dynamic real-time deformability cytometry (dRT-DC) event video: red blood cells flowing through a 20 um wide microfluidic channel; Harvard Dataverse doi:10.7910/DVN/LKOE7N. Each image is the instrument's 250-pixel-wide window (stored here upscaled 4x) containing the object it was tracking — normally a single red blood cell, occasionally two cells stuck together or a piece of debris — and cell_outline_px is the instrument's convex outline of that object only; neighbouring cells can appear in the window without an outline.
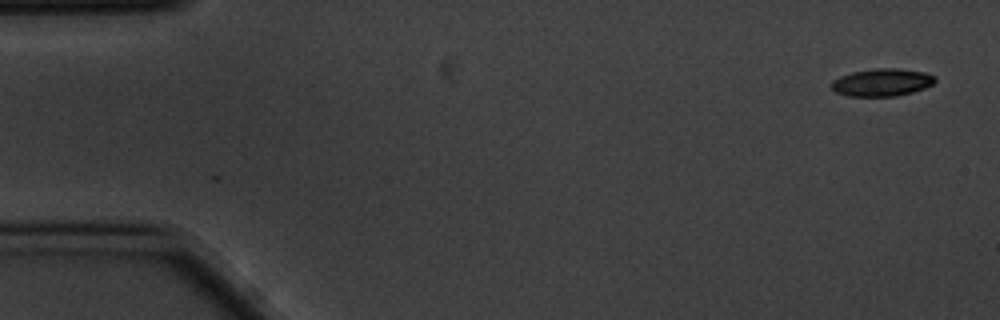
{"species": "common noctule bat (a hibernating species)", "species_latin": "Nyctalus noctula", "temperature_condition": "cold", "stored_images_in_passage": 4, "camera_frame_rate_fps": 3000, "um_per_image_px": 0.085, "animal": {"sex": "male", "body_mass_g": 20.1, "forearm_length_mm": 53.5}, "frame": {"image": 1, "passage_image": 1, "time_ms": 0.0, "image_size_px": [1000, 320], "cell_outline_px": [[936, 80], [932, 84], [924, 88], [912, 92], [896, 96], [848, 96], [836, 92], [832, 88], [832, 80], [840, 76], [852, 72], [876, 68], [896, 68], [924, 72], [936, 76]], "centroid_in_image_um": [74.97, 7.0], "position_along_channel_um": 10.0, "area_um2": 16.59}}